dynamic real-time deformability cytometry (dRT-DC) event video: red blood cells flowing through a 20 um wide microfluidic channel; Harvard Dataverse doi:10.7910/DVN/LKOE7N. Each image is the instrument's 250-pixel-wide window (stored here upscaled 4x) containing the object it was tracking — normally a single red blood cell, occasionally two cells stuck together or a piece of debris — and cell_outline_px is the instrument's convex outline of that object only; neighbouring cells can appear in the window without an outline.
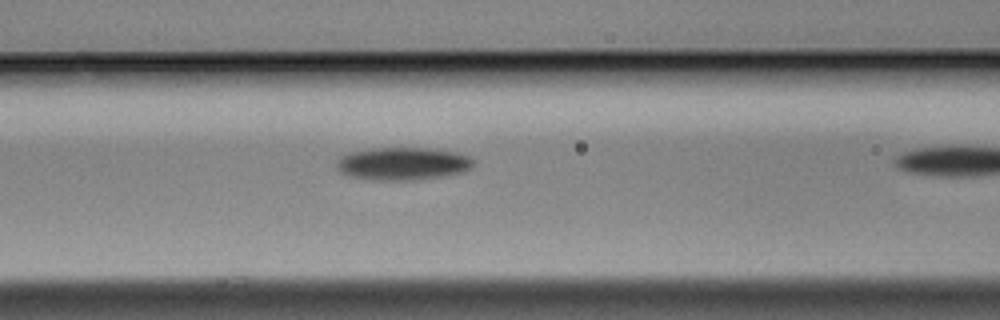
{"species": "Egyptian fruit bat (a non-hibernating species)", "species_latin": "Rousettus aegyptiacus", "temperature_condition": "cold", "stored_images_in_passage": 20, "camera_frame_rate_fps": 3000, "um_per_image_px": 0.085, "animal": {"sex": "male"}, "frame": {"image": 1, "passage_image": 12, "time_ms": 3.667, "image_size_px": [1000, 320], "cell_outline_px": [[476, 164], [472, 168], [464, 172], [440, 176], [412, 180], [372, 180], [352, 176], [340, 172], [336, 168], [336, 160], [340, 156], [348, 152], [372, 148], [428, 148], [460, 152], [476, 160]], "centroid_in_image_um": [34.26, 13.9], "position_along_channel_um": 132.3, "area_um2": 26.47}}
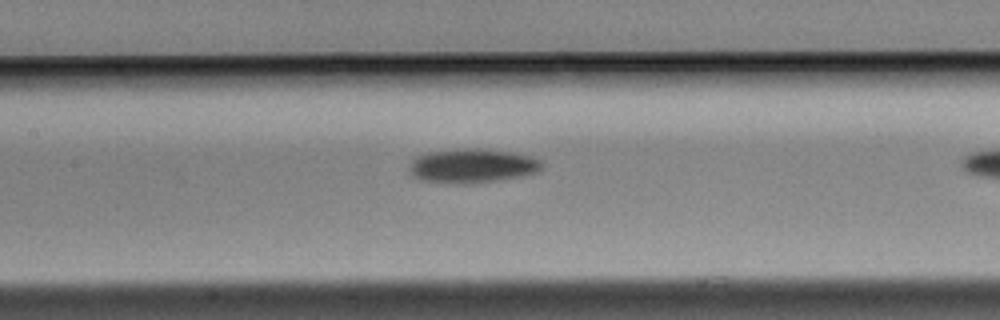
{"frame": {"image": 2, "passage_image": 15, "time_ms": 4.667, "image_size_px": [1000, 320], "cell_outline_px": [[544, 164], [540, 172], [524, 176], [468, 184], [456, 184], [420, 180], [412, 176], [408, 172], [408, 168], [412, 160], [416, 156], [428, 152], [464, 148], [480, 148], [516, 152], [532, 156], [540, 160]], "centroid_in_image_um": [40.16, 14.09], "position_along_channel_um": 167.2, "area_um2": 26.99}}